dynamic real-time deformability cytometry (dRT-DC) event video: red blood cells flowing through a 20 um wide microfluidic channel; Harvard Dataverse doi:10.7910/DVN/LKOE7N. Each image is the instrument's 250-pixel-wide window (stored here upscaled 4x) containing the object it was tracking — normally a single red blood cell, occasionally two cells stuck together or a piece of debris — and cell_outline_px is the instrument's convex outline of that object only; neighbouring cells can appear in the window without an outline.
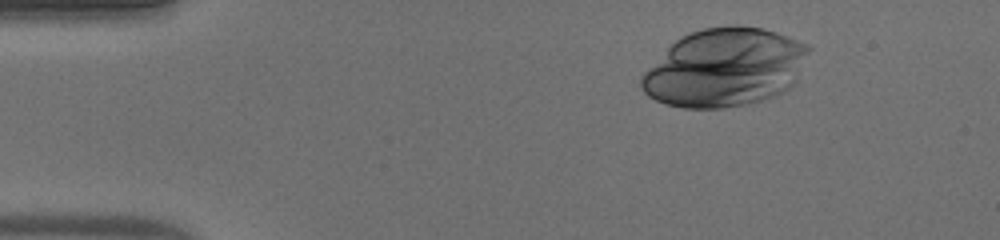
{"species": "human", "species_latin": "Homo sapiens", "temperature_condition": "warm", "stored_images_in_passage": 42, "segment_of_instrument_passage": [2, 2], "camera_frame_rate_fps": 3000, "um_per_image_px": 0.085, "donor": {"sex": "male"}, "frame": {"image": 1, "passage_image": 9, "time_ms": 2.667, "image_size_px": [1000, 240], "cell_outline_px": [[768, 32], [740, 88], [720, 104], [672, 104], [660, 100], [652, 96], [644, 88], [644, 80], [672, 48], [680, 40], [696, 32], [712, 28], [756, 28]], "centroid_in_image_um": [59.98, 5.64], "position_along_channel_um": 25.0, "area_um2": 47.28}}
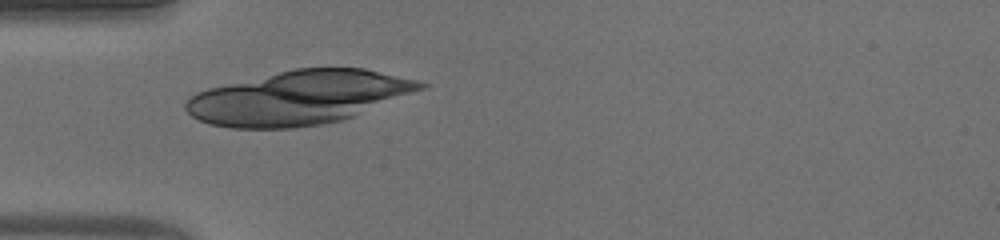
{"frame": {"image": 2, "passage_image": 17, "time_ms": 5.333, "image_size_px": [1000, 240], "cell_outline_px": [[408, 88], [324, 120], [304, 124], [216, 124], [204, 120], [196, 116], [192, 112], [192, 100], [196, 96], [204, 92], [220, 88], [304, 68], [356, 68], [372, 72], [404, 84]], "centroid_in_image_um": [24.99, 8.24], "position_along_channel_um": 60.0, "area_um2": 60.11}}
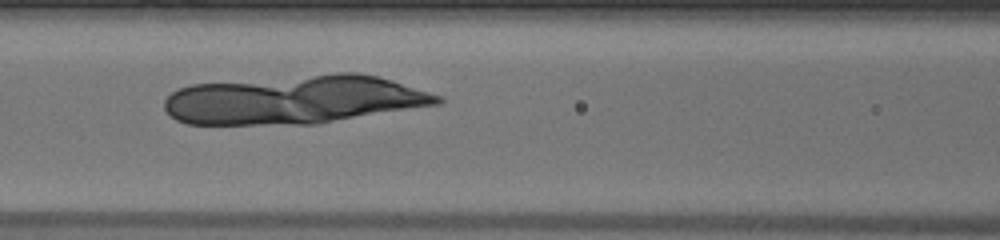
{"frame": {"image": 3, "passage_image": 23, "time_ms": 7.333, "image_size_px": [1000, 240], "cell_outline_px": [[436, 100], [416, 104], [344, 116], [312, 120], [240, 124], [196, 124], [180, 120], [168, 112], [168, 100], [176, 92], [184, 88], [204, 84], [324, 76], [368, 76], [384, 80], [432, 96]], "centroid_in_image_um": [24.58, 8.48], "position_along_channel_um": 142.0, "area_um2": 67.22}}